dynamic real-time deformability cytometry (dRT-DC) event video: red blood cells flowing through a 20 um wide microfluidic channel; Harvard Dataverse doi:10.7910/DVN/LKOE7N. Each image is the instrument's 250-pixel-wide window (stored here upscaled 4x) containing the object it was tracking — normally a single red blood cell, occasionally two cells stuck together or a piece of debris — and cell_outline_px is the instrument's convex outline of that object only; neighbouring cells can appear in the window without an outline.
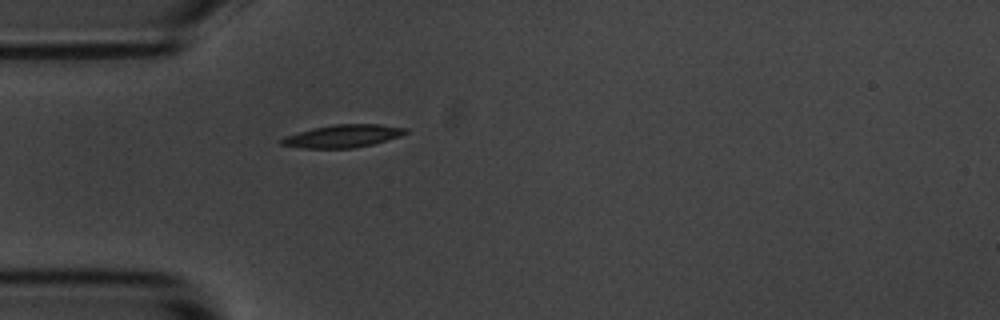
{"species": "common noctule bat (a hibernating species)", "species_latin": "Nyctalus noctula", "temperature_condition": "room temperature", "stored_images_in_passage": 40, "camera_frame_rate_fps": 3000, "um_per_image_px": 0.085, "animal": {"sex": "male", "body_mass_g": 20.1, "forearm_length_mm": 53.5}, "frame": {"image": 1, "passage_image": 1, "time_ms": 0.0, "image_size_px": [1000, 320], "cell_outline_px": [[408, 132], [400, 136], [372, 144], [352, 148], [304, 148], [280, 144], [280, 140], [284, 136], [312, 128], [332, 124], [380, 124], [408, 128]], "centroid_in_image_um": [29.14, 11.55], "position_along_channel_um": 55.9, "area_um2": 16.42}}
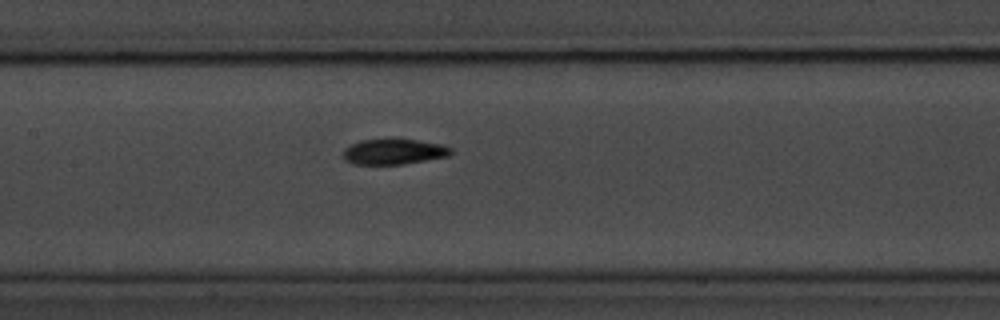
{"frame": {"image": 2, "passage_image": 11, "time_ms": 3.333, "image_size_px": [1000, 320], "cell_outline_px": [[452, 152], [448, 156], [404, 164], [352, 164], [344, 160], [344, 148], [360, 140], [416, 140], [440, 144], [452, 148]], "centroid_in_image_um": [33.46, 12.91], "position_along_channel_um": 173.9, "area_um2": 15.72}}
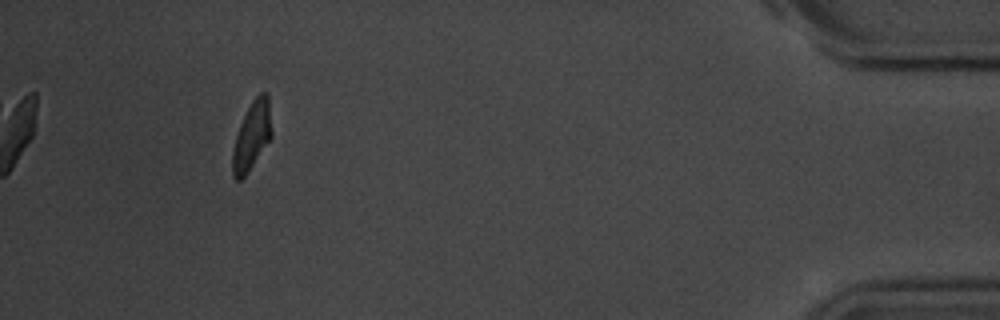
{"frame": {"image": 3, "passage_image": 36, "time_ms": 11.667, "image_size_px": [1000, 320], "cell_outline_px": [[272, 136], [248, 172], [240, 180], [236, 180], [232, 176], [232, 152], [236, 136], [240, 124], [252, 100], [260, 92], [268, 92], [272, 132]], "centroid_in_image_um": [21.41, 11.54], "position_along_channel_um": 413.8, "area_um2": 15.49}, "authors_computed_cell_mechanics": {"area_um2": 16.473, "velocity_mm_per_s": 3.6615, "shape_relaxation_time_tau1_ms": 3.2831, "shape_relaxation_time_tau2_ms": 4.4115, "deformation_change_tau1": 0.1361, "deformation_change_tau2": 0.0954}}